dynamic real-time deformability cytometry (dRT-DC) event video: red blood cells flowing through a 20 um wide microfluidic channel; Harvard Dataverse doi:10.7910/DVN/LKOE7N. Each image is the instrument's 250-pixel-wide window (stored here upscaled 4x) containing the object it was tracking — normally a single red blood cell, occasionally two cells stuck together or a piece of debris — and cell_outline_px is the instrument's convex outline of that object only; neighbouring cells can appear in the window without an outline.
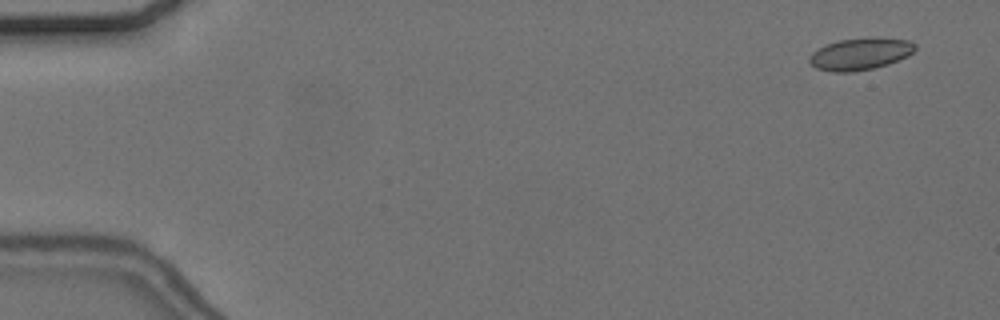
{"species": "common noctule bat (a hibernating species)", "species_latin": "Nyctalus noctula", "temperature_condition": "cold", "stored_images_in_passage": 55, "camera_frame_rate_fps": 3000, "um_per_image_px": 0.085, "animal": {"sex": "female", "body_mass_g": 24.6, "forearm_length_mm": 56.2}, "frame": {"image": 1, "passage_image": 1, "time_ms": 0.0, "image_size_px": [1000, 320], "cell_outline_px": [[916, 48], [908, 56], [888, 64], [872, 68], [852, 72], [832, 72], [816, 68], [808, 64], [808, 56], [812, 52], [828, 44], [840, 40], [908, 40], [916, 44]], "centroid_in_image_um": [73.05, 4.64], "position_along_channel_um": 12.0, "area_um2": 18.9}}
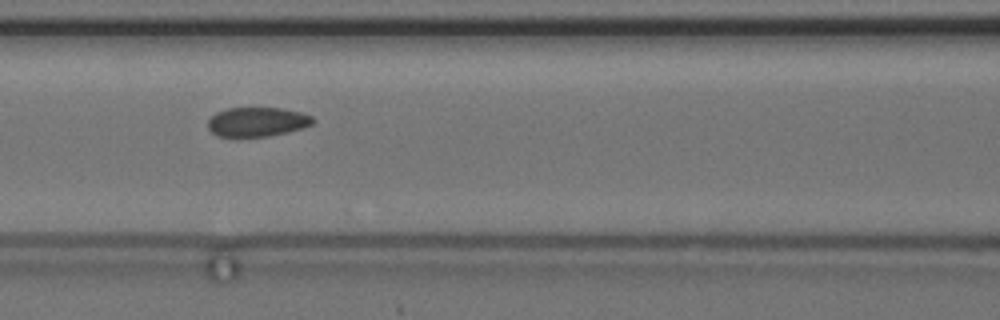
{"frame": {"image": 2, "passage_image": 23, "time_ms": 7.333, "image_size_px": [1000, 320], "cell_outline_px": [[316, 120], [312, 124], [288, 132], [268, 136], [236, 140], [216, 136], [208, 128], [208, 120], [216, 112], [228, 108], [280, 108], [300, 112], [312, 116]], "centroid_in_image_um": [21.8, 10.4], "position_along_channel_um": 144.8, "area_um2": 18.55}}
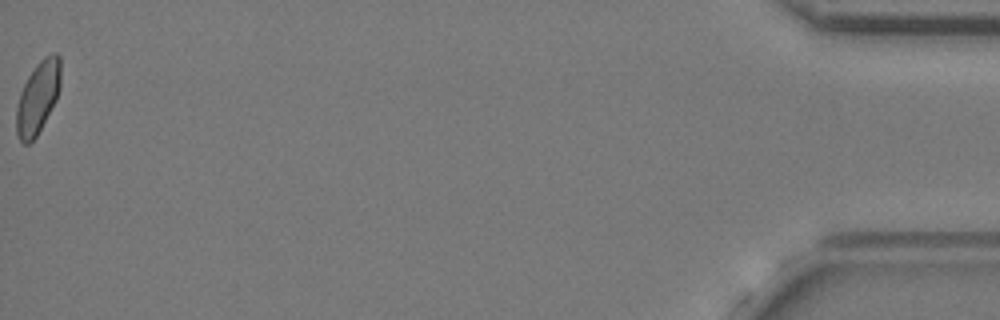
{"frame": {"image": 3, "passage_image": 55, "time_ms": 18.0, "image_size_px": [1000, 320], "cell_outline_px": [[60, 88], [56, 100], [36, 136], [28, 144], [24, 144], [20, 140], [16, 132], [16, 108], [20, 92], [28, 76], [36, 64], [44, 56], [52, 52], [56, 52], [60, 56]], "centroid_in_image_um": [3.22, 8.25], "position_along_channel_um": 432.0, "area_um2": 18.61}, "authors_computed_cell_mechanics": {"area_um2": 18.6694, "velocity_mm_per_s": 3.6298, "shape_relaxation_time_tau1_ms": 10.5217, "shape_relaxation_time_tau2_ms": 1.892, "deformation_change_tau1": 0.1389, "deformation_change_tau2": 0.0597}}